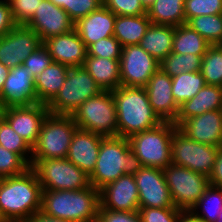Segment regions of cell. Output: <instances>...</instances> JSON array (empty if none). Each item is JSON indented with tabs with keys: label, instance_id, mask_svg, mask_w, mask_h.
<instances>
[{
	"label": "cell",
	"instance_id": "7c38bea8",
	"mask_svg": "<svg viewBox=\"0 0 222 222\" xmlns=\"http://www.w3.org/2000/svg\"><path fill=\"white\" fill-rule=\"evenodd\" d=\"M121 85L145 87L152 75L160 68V63L140 45L122 47L119 59Z\"/></svg>",
	"mask_w": 222,
	"mask_h": 222
},
{
	"label": "cell",
	"instance_id": "60d3db41",
	"mask_svg": "<svg viewBox=\"0 0 222 222\" xmlns=\"http://www.w3.org/2000/svg\"><path fill=\"white\" fill-rule=\"evenodd\" d=\"M184 211L178 208L139 207L142 222H178Z\"/></svg>",
	"mask_w": 222,
	"mask_h": 222
},
{
	"label": "cell",
	"instance_id": "83f0119b",
	"mask_svg": "<svg viewBox=\"0 0 222 222\" xmlns=\"http://www.w3.org/2000/svg\"><path fill=\"white\" fill-rule=\"evenodd\" d=\"M152 22L147 14L137 16L116 15L113 36L122 47L139 45Z\"/></svg>",
	"mask_w": 222,
	"mask_h": 222
},
{
	"label": "cell",
	"instance_id": "681fc988",
	"mask_svg": "<svg viewBox=\"0 0 222 222\" xmlns=\"http://www.w3.org/2000/svg\"><path fill=\"white\" fill-rule=\"evenodd\" d=\"M178 222H204V221L196 218L188 211V212H183L180 215Z\"/></svg>",
	"mask_w": 222,
	"mask_h": 222
},
{
	"label": "cell",
	"instance_id": "11a10c76",
	"mask_svg": "<svg viewBox=\"0 0 222 222\" xmlns=\"http://www.w3.org/2000/svg\"><path fill=\"white\" fill-rule=\"evenodd\" d=\"M3 1H6L10 4L13 0H3Z\"/></svg>",
	"mask_w": 222,
	"mask_h": 222
},
{
	"label": "cell",
	"instance_id": "277c9868",
	"mask_svg": "<svg viewBox=\"0 0 222 222\" xmlns=\"http://www.w3.org/2000/svg\"><path fill=\"white\" fill-rule=\"evenodd\" d=\"M99 190L91 184L81 190H42L41 211L73 222H96Z\"/></svg>",
	"mask_w": 222,
	"mask_h": 222
},
{
	"label": "cell",
	"instance_id": "836d02e7",
	"mask_svg": "<svg viewBox=\"0 0 222 222\" xmlns=\"http://www.w3.org/2000/svg\"><path fill=\"white\" fill-rule=\"evenodd\" d=\"M186 24L211 45H219L222 42V14L193 17Z\"/></svg>",
	"mask_w": 222,
	"mask_h": 222
},
{
	"label": "cell",
	"instance_id": "7a4b0ae2",
	"mask_svg": "<svg viewBox=\"0 0 222 222\" xmlns=\"http://www.w3.org/2000/svg\"><path fill=\"white\" fill-rule=\"evenodd\" d=\"M112 95L117 111V136L128 139L163 122L153 111L145 87L121 85L112 90Z\"/></svg>",
	"mask_w": 222,
	"mask_h": 222
},
{
	"label": "cell",
	"instance_id": "52a82bcc",
	"mask_svg": "<svg viewBox=\"0 0 222 222\" xmlns=\"http://www.w3.org/2000/svg\"><path fill=\"white\" fill-rule=\"evenodd\" d=\"M78 128L104 137L117 136V111L112 91L88 98L72 115Z\"/></svg>",
	"mask_w": 222,
	"mask_h": 222
},
{
	"label": "cell",
	"instance_id": "e0dca14e",
	"mask_svg": "<svg viewBox=\"0 0 222 222\" xmlns=\"http://www.w3.org/2000/svg\"><path fill=\"white\" fill-rule=\"evenodd\" d=\"M99 207L115 211H138L139 191L133 175L123 174L99 190Z\"/></svg>",
	"mask_w": 222,
	"mask_h": 222
},
{
	"label": "cell",
	"instance_id": "d6a6232c",
	"mask_svg": "<svg viewBox=\"0 0 222 222\" xmlns=\"http://www.w3.org/2000/svg\"><path fill=\"white\" fill-rule=\"evenodd\" d=\"M201 63L202 57L200 55L171 52L160 62V69L170 77H175L181 73L199 72Z\"/></svg>",
	"mask_w": 222,
	"mask_h": 222
},
{
	"label": "cell",
	"instance_id": "f1b7e54d",
	"mask_svg": "<svg viewBox=\"0 0 222 222\" xmlns=\"http://www.w3.org/2000/svg\"><path fill=\"white\" fill-rule=\"evenodd\" d=\"M185 0H155L147 10L153 24L179 26L186 24L184 15Z\"/></svg>",
	"mask_w": 222,
	"mask_h": 222
},
{
	"label": "cell",
	"instance_id": "484cf974",
	"mask_svg": "<svg viewBox=\"0 0 222 222\" xmlns=\"http://www.w3.org/2000/svg\"><path fill=\"white\" fill-rule=\"evenodd\" d=\"M175 26L151 24L139 45L159 63L172 52Z\"/></svg>",
	"mask_w": 222,
	"mask_h": 222
},
{
	"label": "cell",
	"instance_id": "d6986e66",
	"mask_svg": "<svg viewBox=\"0 0 222 222\" xmlns=\"http://www.w3.org/2000/svg\"><path fill=\"white\" fill-rule=\"evenodd\" d=\"M150 105L162 121L174 122L179 106L173 98L172 77L158 69L145 86Z\"/></svg>",
	"mask_w": 222,
	"mask_h": 222
},
{
	"label": "cell",
	"instance_id": "f907efd6",
	"mask_svg": "<svg viewBox=\"0 0 222 222\" xmlns=\"http://www.w3.org/2000/svg\"><path fill=\"white\" fill-rule=\"evenodd\" d=\"M9 70L6 66H4L2 63H0V92L2 90V87L7 79Z\"/></svg>",
	"mask_w": 222,
	"mask_h": 222
},
{
	"label": "cell",
	"instance_id": "f35d334b",
	"mask_svg": "<svg viewBox=\"0 0 222 222\" xmlns=\"http://www.w3.org/2000/svg\"><path fill=\"white\" fill-rule=\"evenodd\" d=\"M222 14V0H185L184 15L186 22L202 15Z\"/></svg>",
	"mask_w": 222,
	"mask_h": 222
},
{
	"label": "cell",
	"instance_id": "e575fe53",
	"mask_svg": "<svg viewBox=\"0 0 222 222\" xmlns=\"http://www.w3.org/2000/svg\"><path fill=\"white\" fill-rule=\"evenodd\" d=\"M0 145L9 151L17 153L31 166L32 147L11 128L10 124L1 115ZM28 154H30V156Z\"/></svg>",
	"mask_w": 222,
	"mask_h": 222
},
{
	"label": "cell",
	"instance_id": "3957f363",
	"mask_svg": "<svg viewBox=\"0 0 222 222\" xmlns=\"http://www.w3.org/2000/svg\"><path fill=\"white\" fill-rule=\"evenodd\" d=\"M140 159L131 149L129 140L120 136L103 137L97 163L89 176L90 184L100 190L123 174L135 175L141 168Z\"/></svg>",
	"mask_w": 222,
	"mask_h": 222
},
{
	"label": "cell",
	"instance_id": "c3c4849f",
	"mask_svg": "<svg viewBox=\"0 0 222 222\" xmlns=\"http://www.w3.org/2000/svg\"><path fill=\"white\" fill-rule=\"evenodd\" d=\"M25 222H73L62 218L52 217L39 210L32 214Z\"/></svg>",
	"mask_w": 222,
	"mask_h": 222
},
{
	"label": "cell",
	"instance_id": "9c48e42d",
	"mask_svg": "<svg viewBox=\"0 0 222 222\" xmlns=\"http://www.w3.org/2000/svg\"><path fill=\"white\" fill-rule=\"evenodd\" d=\"M100 92V88L83 66L69 68L63 86L47 104V108L51 114L73 115L88 98Z\"/></svg>",
	"mask_w": 222,
	"mask_h": 222
},
{
	"label": "cell",
	"instance_id": "bcb514c9",
	"mask_svg": "<svg viewBox=\"0 0 222 222\" xmlns=\"http://www.w3.org/2000/svg\"><path fill=\"white\" fill-rule=\"evenodd\" d=\"M17 24L15 23L11 5L3 0H0V37L8 33Z\"/></svg>",
	"mask_w": 222,
	"mask_h": 222
},
{
	"label": "cell",
	"instance_id": "603a6c76",
	"mask_svg": "<svg viewBox=\"0 0 222 222\" xmlns=\"http://www.w3.org/2000/svg\"><path fill=\"white\" fill-rule=\"evenodd\" d=\"M116 15L101 5L96 11L78 19L74 29L86 48L100 39L113 36Z\"/></svg>",
	"mask_w": 222,
	"mask_h": 222
},
{
	"label": "cell",
	"instance_id": "ffe728a7",
	"mask_svg": "<svg viewBox=\"0 0 222 222\" xmlns=\"http://www.w3.org/2000/svg\"><path fill=\"white\" fill-rule=\"evenodd\" d=\"M178 129L189 139L222 147V110H211L184 120Z\"/></svg>",
	"mask_w": 222,
	"mask_h": 222
},
{
	"label": "cell",
	"instance_id": "f546056e",
	"mask_svg": "<svg viewBox=\"0 0 222 222\" xmlns=\"http://www.w3.org/2000/svg\"><path fill=\"white\" fill-rule=\"evenodd\" d=\"M210 46L211 44L207 40L187 24L175 27L172 53H189L203 57Z\"/></svg>",
	"mask_w": 222,
	"mask_h": 222
},
{
	"label": "cell",
	"instance_id": "7402d4cb",
	"mask_svg": "<svg viewBox=\"0 0 222 222\" xmlns=\"http://www.w3.org/2000/svg\"><path fill=\"white\" fill-rule=\"evenodd\" d=\"M103 137L100 134L77 127L73 133L66 158L90 176L96 167Z\"/></svg>",
	"mask_w": 222,
	"mask_h": 222
},
{
	"label": "cell",
	"instance_id": "8fae6325",
	"mask_svg": "<svg viewBox=\"0 0 222 222\" xmlns=\"http://www.w3.org/2000/svg\"><path fill=\"white\" fill-rule=\"evenodd\" d=\"M171 145V164L186 167L196 173L210 177L220 147L210 146L189 139L178 128L174 131Z\"/></svg>",
	"mask_w": 222,
	"mask_h": 222
},
{
	"label": "cell",
	"instance_id": "7bdbcfd3",
	"mask_svg": "<svg viewBox=\"0 0 222 222\" xmlns=\"http://www.w3.org/2000/svg\"><path fill=\"white\" fill-rule=\"evenodd\" d=\"M102 5L115 15L137 16L147 14L141 0H102Z\"/></svg>",
	"mask_w": 222,
	"mask_h": 222
},
{
	"label": "cell",
	"instance_id": "1f68e13d",
	"mask_svg": "<svg viewBox=\"0 0 222 222\" xmlns=\"http://www.w3.org/2000/svg\"><path fill=\"white\" fill-rule=\"evenodd\" d=\"M205 85L200 71L181 73L172 77V92L176 104L180 107L184 102L195 97Z\"/></svg>",
	"mask_w": 222,
	"mask_h": 222
},
{
	"label": "cell",
	"instance_id": "9a60e30c",
	"mask_svg": "<svg viewBox=\"0 0 222 222\" xmlns=\"http://www.w3.org/2000/svg\"><path fill=\"white\" fill-rule=\"evenodd\" d=\"M139 207L176 208L163 169L143 166L135 175Z\"/></svg>",
	"mask_w": 222,
	"mask_h": 222
},
{
	"label": "cell",
	"instance_id": "d590c367",
	"mask_svg": "<svg viewBox=\"0 0 222 222\" xmlns=\"http://www.w3.org/2000/svg\"><path fill=\"white\" fill-rule=\"evenodd\" d=\"M200 73L205 83L222 87V48L220 45H211L202 57Z\"/></svg>",
	"mask_w": 222,
	"mask_h": 222
},
{
	"label": "cell",
	"instance_id": "f6af8a7d",
	"mask_svg": "<svg viewBox=\"0 0 222 222\" xmlns=\"http://www.w3.org/2000/svg\"><path fill=\"white\" fill-rule=\"evenodd\" d=\"M96 222H142L138 211H115L98 208Z\"/></svg>",
	"mask_w": 222,
	"mask_h": 222
},
{
	"label": "cell",
	"instance_id": "ba28073f",
	"mask_svg": "<svg viewBox=\"0 0 222 222\" xmlns=\"http://www.w3.org/2000/svg\"><path fill=\"white\" fill-rule=\"evenodd\" d=\"M42 190H81L90 185L89 176L67 158L31 159Z\"/></svg>",
	"mask_w": 222,
	"mask_h": 222
},
{
	"label": "cell",
	"instance_id": "f5cc1de1",
	"mask_svg": "<svg viewBox=\"0 0 222 222\" xmlns=\"http://www.w3.org/2000/svg\"><path fill=\"white\" fill-rule=\"evenodd\" d=\"M215 222H222V210H221L220 214L218 215V218Z\"/></svg>",
	"mask_w": 222,
	"mask_h": 222
},
{
	"label": "cell",
	"instance_id": "5bb4252c",
	"mask_svg": "<svg viewBox=\"0 0 222 222\" xmlns=\"http://www.w3.org/2000/svg\"><path fill=\"white\" fill-rule=\"evenodd\" d=\"M48 113L49 109L46 104L35 103L32 105L3 107L1 116L18 135L33 147Z\"/></svg>",
	"mask_w": 222,
	"mask_h": 222
},
{
	"label": "cell",
	"instance_id": "8d00e7d4",
	"mask_svg": "<svg viewBox=\"0 0 222 222\" xmlns=\"http://www.w3.org/2000/svg\"><path fill=\"white\" fill-rule=\"evenodd\" d=\"M54 5L59 6L68 16L76 22L93 11H96L101 5L102 0H50Z\"/></svg>",
	"mask_w": 222,
	"mask_h": 222
},
{
	"label": "cell",
	"instance_id": "74e56055",
	"mask_svg": "<svg viewBox=\"0 0 222 222\" xmlns=\"http://www.w3.org/2000/svg\"><path fill=\"white\" fill-rule=\"evenodd\" d=\"M30 166L17 154L0 145V179L23 174Z\"/></svg>",
	"mask_w": 222,
	"mask_h": 222
},
{
	"label": "cell",
	"instance_id": "44dd1931",
	"mask_svg": "<svg viewBox=\"0 0 222 222\" xmlns=\"http://www.w3.org/2000/svg\"><path fill=\"white\" fill-rule=\"evenodd\" d=\"M43 44L47 47L53 62H58L69 68L84 65L87 48L75 29L50 37Z\"/></svg>",
	"mask_w": 222,
	"mask_h": 222
},
{
	"label": "cell",
	"instance_id": "5b68a950",
	"mask_svg": "<svg viewBox=\"0 0 222 222\" xmlns=\"http://www.w3.org/2000/svg\"><path fill=\"white\" fill-rule=\"evenodd\" d=\"M177 128L173 122L163 121L154 128L128 138L131 149L142 166L164 169L171 164V140Z\"/></svg>",
	"mask_w": 222,
	"mask_h": 222
},
{
	"label": "cell",
	"instance_id": "7dc6e473",
	"mask_svg": "<svg viewBox=\"0 0 222 222\" xmlns=\"http://www.w3.org/2000/svg\"><path fill=\"white\" fill-rule=\"evenodd\" d=\"M209 181L211 185L222 187V147L217 155L216 163L209 177Z\"/></svg>",
	"mask_w": 222,
	"mask_h": 222
},
{
	"label": "cell",
	"instance_id": "ac0fdd59",
	"mask_svg": "<svg viewBox=\"0 0 222 222\" xmlns=\"http://www.w3.org/2000/svg\"><path fill=\"white\" fill-rule=\"evenodd\" d=\"M0 102L3 107L37 103L35 78L24 66L9 70L0 92Z\"/></svg>",
	"mask_w": 222,
	"mask_h": 222
},
{
	"label": "cell",
	"instance_id": "2e32d148",
	"mask_svg": "<svg viewBox=\"0 0 222 222\" xmlns=\"http://www.w3.org/2000/svg\"><path fill=\"white\" fill-rule=\"evenodd\" d=\"M75 22L59 6L50 0H42L33 17L25 24L44 42L50 37L65 34L74 29Z\"/></svg>",
	"mask_w": 222,
	"mask_h": 222
},
{
	"label": "cell",
	"instance_id": "cb8c5ba5",
	"mask_svg": "<svg viewBox=\"0 0 222 222\" xmlns=\"http://www.w3.org/2000/svg\"><path fill=\"white\" fill-rule=\"evenodd\" d=\"M211 110H222V87L206 84L195 97L179 107L173 123L178 127L184 120Z\"/></svg>",
	"mask_w": 222,
	"mask_h": 222
},
{
	"label": "cell",
	"instance_id": "30bf717a",
	"mask_svg": "<svg viewBox=\"0 0 222 222\" xmlns=\"http://www.w3.org/2000/svg\"><path fill=\"white\" fill-rule=\"evenodd\" d=\"M174 206L188 212L210 185L209 177L186 167L169 164L163 169Z\"/></svg>",
	"mask_w": 222,
	"mask_h": 222
},
{
	"label": "cell",
	"instance_id": "4fadbf2b",
	"mask_svg": "<svg viewBox=\"0 0 222 222\" xmlns=\"http://www.w3.org/2000/svg\"><path fill=\"white\" fill-rule=\"evenodd\" d=\"M43 42L32 29L16 25L0 37V63L8 69L21 66L23 61Z\"/></svg>",
	"mask_w": 222,
	"mask_h": 222
},
{
	"label": "cell",
	"instance_id": "d4e9b609",
	"mask_svg": "<svg viewBox=\"0 0 222 222\" xmlns=\"http://www.w3.org/2000/svg\"><path fill=\"white\" fill-rule=\"evenodd\" d=\"M83 67L101 91H112L121 86L119 59L86 56Z\"/></svg>",
	"mask_w": 222,
	"mask_h": 222
},
{
	"label": "cell",
	"instance_id": "8992f818",
	"mask_svg": "<svg viewBox=\"0 0 222 222\" xmlns=\"http://www.w3.org/2000/svg\"><path fill=\"white\" fill-rule=\"evenodd\" d=\"M76 128L72 115L48 113L32 147L31 159L66 158Z\"/></svg>",
	"mask_w": 222,
	"mask_h": 222
},
{
	"label": "cell",
	"instance_id": "db71d44e",
	"mask_svg": "<svg viewBox=\"0 0 222 222\" xmlns=\"http://www.w3.org/2000/svg\"><path fill=\"white\" fill-rule=\"evenodd\" d=\"M2 110H3V106L1 105V102H0V115L2 113Z\"/></svg>",
	"mask_w": 222,
	"mask_h": 222
},
{
	"label": "cell",
	"instance_id": "ab89813d",
	"mask_svg": "<svg viewBox=\"0 0 222 222\" xmlns=\"http://www.w3.org/2000/svg\"><path fill=\"white\" fill-rule=\"evenodd\" d=\"M121 53L122 45L114 36L100 39L87 48V56L120 59Z\"/></svg>",
	"mask_w": 222,
	"mask_h": 222
},
{
	"label": "cell",
	"instance_id": "4316f807",
	"mask_svg": "<svg viewBox=\"0 0 222 222\" xmlns=\"http://www.w3.org/2000/svg\"><path fill=\"white\" fill-rule=\"evenodd\" d=\"M69 67L52 62L35 78L37 103L48 104L59 92L67 76Z\"/></svg>",
	"mask_w": 222,
	"mask_h": 222
},
{
	"label": "cell",
	"instance_id": "816d5d0a",
	"mask_svg": "<svg viewBox=\"0 0 222 222\" xmlns=\"http://www.w3.org/2000/svg\"><path fill=\"white\" fill-rule=\"evenodd\" d=\"M155 0H141V3L143 4L144 8L148 10L154 3Z\"/></svg>",
	"mask_w": 222,
	"mask_h": 222
},
{
	"label": "cell",
	"instance_id": "ee69618b",
	"mask_svg": "<svg viewBox=\"0 0 222 222\" xmlns=\"http://www.w3.org/2000/svg\"><path fill=\"white\" fill-rule=\"evenodd\" d=\"M42 0H13L12 16L17 25H25L34 15Z\"/></svg>",
	"mask_w": 222,
	"mask_h": 222
},
{
	"label": "cell",
	"instance_id": "b9f144b4",
	"mask_svg": "<svg viewBox=\"0 0 222 222\" xmlns=\"http://www.w3.org/2000/svg\"><path fill=\"white\" fill-rule=\"evenodd\" d=\"M53 62L47 47L42 44L33 51L22 63L31 75L36 78Z\"/></svg>",
	"mask_w": 222,
	"mask_h": 222
},
{
	"label": "cell",
	"instance_id": "4dcf8cb0",
	"mask_svg": "<svg viewBox=\"0 0 222 222\" xmlns=\"http://www.w3.org/2000/svg\"><path fill=\"white\" fill-rule=\"evenodd\" d=\"M201 213H199V210ZM222 210V187L209 185L204 194L189 211L204 222H215Z\"/></svg>",
	"mask_w": 222,
	"mask_h": 222
},
{
	"label": "cell",
	"instance_id": "6da1fadb",
	"mask_svg": "<svg viewBox=\"0 0 222 222\" xmlns=\"http://www.w3.org/2000/svg\"><path fill=\"white\" fill-rule=\"evenodd\" d=\"M42 187L30 167L23 174L0 179V222H25L41 210Z\"/></svg>",
	"mask_w": 222,
	"mask_h": 222
}]
</instances>
